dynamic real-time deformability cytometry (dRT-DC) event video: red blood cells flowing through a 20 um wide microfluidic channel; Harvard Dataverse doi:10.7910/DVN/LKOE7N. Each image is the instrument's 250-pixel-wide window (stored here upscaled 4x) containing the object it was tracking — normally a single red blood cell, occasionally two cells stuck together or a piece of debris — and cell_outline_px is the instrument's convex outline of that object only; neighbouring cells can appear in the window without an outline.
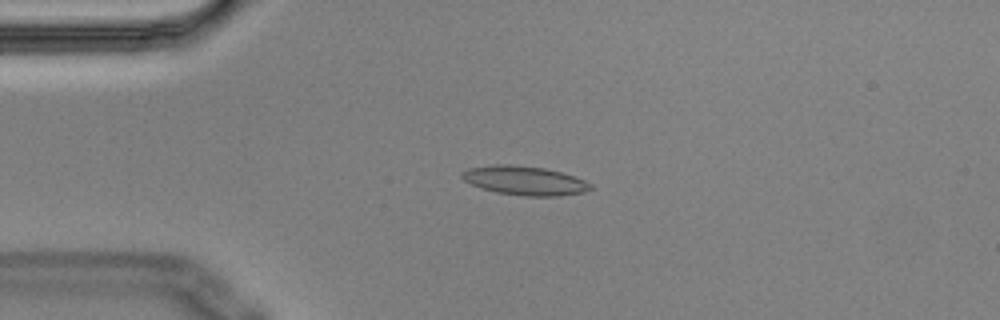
{"species": "Egyptian fruit bat (a non-hibernating species)", "species_latin": "Rousettus aegyptiacus", "temperature_condition": "cold", "stored_images_in_passage": 6, "camera_frame_rate_fps": 3000, "um_per_image_px": 0.085, "animal": {"sex": "male"}, "frame": {"image": 1, "passage_image": 4, "time_ms": 1.0, "image_size_px": [1000, 320], "cell_outline_px": [[592, 188], [584, 192], [560, 196], [524, 196], [496, 192], [480, 188], [464, 180], [460, 176], [460, 172], [468, 168], [492, 164], [512, 164], [544, 168], [560, 172], [584, 180], [592, 184]], "centroid_in_image_um": [44.55, 15.34], "position_along_channel_um": 40.4, "area_um2": 21.85}}